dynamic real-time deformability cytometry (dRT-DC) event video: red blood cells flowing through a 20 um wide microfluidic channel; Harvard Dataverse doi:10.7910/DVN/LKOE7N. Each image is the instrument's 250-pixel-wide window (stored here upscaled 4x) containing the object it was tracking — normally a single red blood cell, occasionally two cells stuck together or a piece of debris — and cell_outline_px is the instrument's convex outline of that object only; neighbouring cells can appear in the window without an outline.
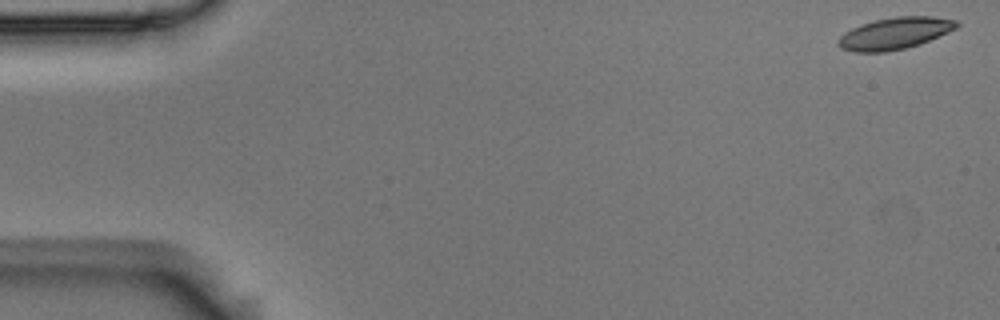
{"species": "Egyptian fruit bat (a non-hibernating species)", "species_latin": "Rousettus aegyptiacus", "temperature_condition": "room temperature", "stored_images_in_passage": 5, "camera_frame_rate_fps": 3000, "um_per_image_px": 0.085, "animal": {"sex": "male"}, "frame": {"image": 1, "passage_image": 1, "time_ms": 0.0, "image_size_px": [1000, 320], "cell_outline_px": [[960, 24], [956, 28], [948, 32], [920, 44], [888, 52], [852, 52], [840, 48], [836, 44], [840, 36], [844, 32], [860, 24], [876, 20], [896, 16], [932, 16], [956, 20]], "centroid_in_image_um": [76.03, 2.84], "position_along_channel_um": 9.0, "area_um2": 22.02}}
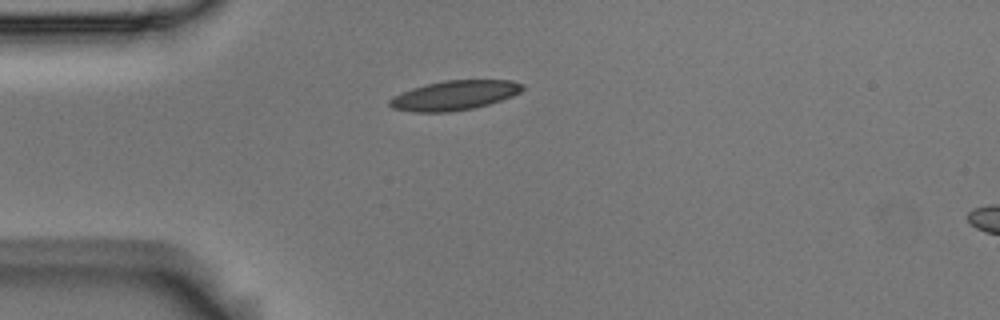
{"frame": {"image": 2, "passage_image": 4, "time_ms": 1.0, "image_size_px": [1000, 320], "cell_outline_px": [[524, 88], [520, 92], [512, 96], [488, 104], [472, 108], [448, 112], [412, 112], [392, 108], [388, 104], [388, 100], [392, 96], [412, 88], [424, 84], [444, 80], [512, 80], [524, 84]], "centroid_in_image_um": [38.59, 8.1], "position_along_channel_um": 46.4, "area_um2": 22.95}}